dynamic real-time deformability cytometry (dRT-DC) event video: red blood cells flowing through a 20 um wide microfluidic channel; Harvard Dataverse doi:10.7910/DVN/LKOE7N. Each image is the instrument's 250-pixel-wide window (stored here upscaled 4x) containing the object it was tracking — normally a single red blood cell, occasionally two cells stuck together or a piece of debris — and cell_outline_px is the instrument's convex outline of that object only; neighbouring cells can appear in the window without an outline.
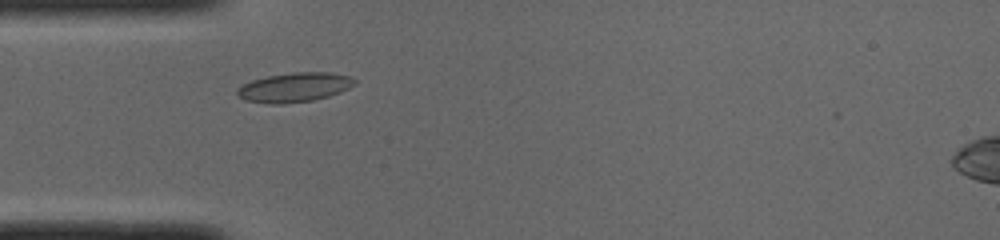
{"species": "common noctule bat (a hibernating species)", "species_latin": "Nyctalus noctula", "temperature_condition": "cold", "stored_images_in_passage": 36, "camera_frame_rate_fps": 3000, "um_per_image_px": 0.085, "animal": {"sex": "male", "body_mass_g": 19.0, "forearm_length_mm": 50.8}, "frame": {"image": 1, "passage_image": 1, "time_ms": 0.0, "image_size_px": [1000, 240], "cell_outline_px": [[356, 84], [340, 92], [328, 96], [312, 100], [280, 104], [268, 104], [244, 100], [236, 92], [236, 88], [252, 80], [268, 76], [292, 72], [332, 72], [352, 76], [356, 80]], "centroid_in_image_um": [25.04, 7.41], "position_along_channel_um": 60.0, "area_um2": 20.17}}
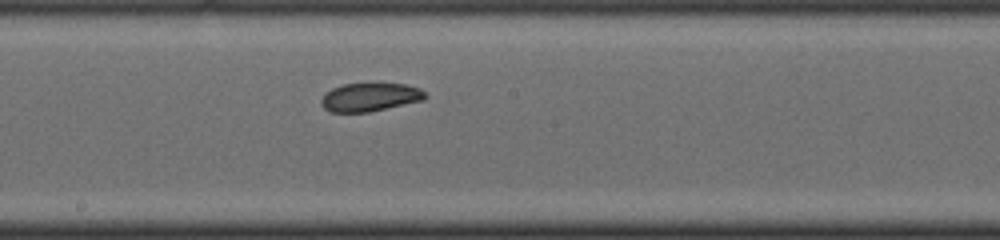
{"frame": {"image": 2, "passage_image": 13, "time_ms": 4.0, "image_size_px": [1000, 240], "cell_outline_px": [[428, 96], [424, 100], [368, 112], [332, 112], [324, 108], [320, 104], [320, 100], [324, 92], [332, 88], [344, 84], [372, 80], [404, 84], [420, 88]], "centroid_in_image_um": [31.44, 8.2], "position_along_channel_um": 216.8, "area_um2": 18.03}}
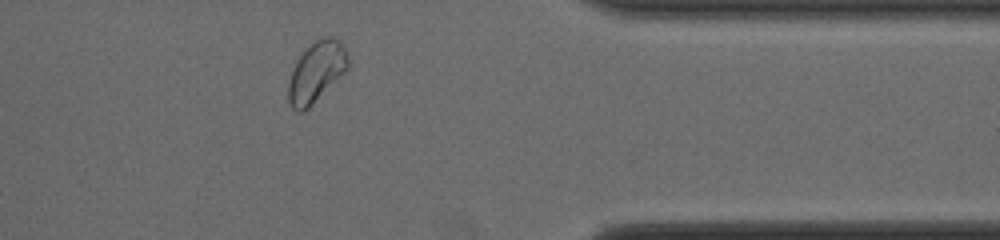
{"frame": {"image": 3, "passage_image": 27, "time_ms": 8.667, "image_size_px": [1000, 240], "cell_outline_px": [[348, 68], [308, 108], [300, 112], [296, 112], [292, 108], [288, 100], [288, 80], [296, 60], [316, 40], [324, 36], [332, 36], [340, 40], [348, 52]], "centroid_in_image_um": [26.89, 6.1], "position_along_channel_um": 384.5, "area_um2": 20.81}, "authors_computed_cell_mechanics": {"area_um2": 18.3804, "velocity_mm_per_s": 3.9642, "shape_relaxation_time_tau1_ms": 2.8574, "shape_relaxation_time_tau2_ms": 1.3211, "deformation_change_tau1": 0.0907, "deformation_change_tau2": 0.0434}}